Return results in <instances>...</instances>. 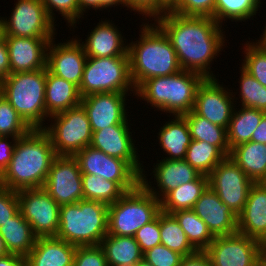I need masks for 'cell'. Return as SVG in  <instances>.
Segmentation results:
<instances>
[{
	"mask_svg": "<svg viewBox=\"0 0 266 266\" xmlns=\"http://www.w3.org/2000/svg\"><path fill=\"white\" fill-rule=\"evenodd\" d=\"M244 43L242 68L266 87V48L255 39Z\"/></svg>",
	"mask_w": 266,
	"mask_h": 266,
	"instance_id": "40",
	"label": "cell"
},
{
	"mask_svg": "<svg viewBox=\"0 0 266 266\" xmlns=\"http://www.w3.org/2000/svg\"><path fill=\"white\" fill-rule=\"evenodd\" d=\"M158 162V163H157ZM156 165L154 163L152 168V178L154 177V183L157 185L152 186L153 182H148L143 169L140 174V184L158 200H162L170 191L176 189L182 184L194 181L200 173L190 166L184 159L180 160H168L157 159ZM152 183V184H151Z\"/></svg>",
	"mask_w": 266,
	"mask_h": 266,
	"instance_id": "20",
	"label": "cell"
},
{
	"mask_svg": "<svg viewBox=\"0 0 266 266\" xmlns=\"http://www.w3.org/2000/svg\"><path fill=\"white\" fill-rule=\"evenodd\" d=\"M171 214L185 232L190 244L197 251H205L215 239L206 223L192 209L180 210Z\"/></svg>",
	"mask_w": 266,
	"mask_h": 266,
	"instance_id": "34",
	"label": "cell"
},
{
	"mask_svg": "<svg viewBox=\"0 0 266 266\" xmlns=\"http://www.w3.org/2000/svg\"><path fill=\"white\" fill-rule=\"evenodd\" d=\"M83 199L113 204L126 192L116 183L98 175L82 174Z\"/></svg>",
	"mask_w": 266,
	"mask_h": 266,
	"instance_id": "36",
	"label": "cell"
},
{
	"mask_svg": "<svg viewBox=\"0 0 266 266\" xmlns=\"http://www.w3.org/2000/svg\"><path fill=\"white\" fill-rule=\"evenodd\" d=\"M119 29L112 20L99 21L81 43L87 57L128 56V42Z\"/></svg>",
	"mask_w": 266,
	"mask_h": 266,
	"instance_id": "23",
	"label": "cell"
},
{
	"mask_svg": "<svg viewBox=\"0 0 266 266\" xmlns=\"http://www.w3.org/2000/svg\"><path fill=\"white\" fill-rule=\"evenodd\" d=\"M208 177L209 187L238 216L254 182L229 156L225 157Z\"/></svg>",
	"mask_w": 266,
	"mask_h": 266,
	"instance_id": "13",
	"label": "cell"
},
{
	"mask_svg": "<svg viewBox=\"0 0 266 266\" xmlns=\"http://www.w3.org/2000/svg\"><path fill=\"white\" fill-rule=\"evenodd\" d=\"M82 174L101 176L116 182L125 192L140 184V174L125 160L109 156L91 146L74 155Z\"/></svg>",
	"mask_w": 266,
	"mask_h": 266,
	"instance_id": "11",
	"label": "cell"
},
{
	"mask_svg": "<svg viewBox=\"0 0 266 266\" xmlns=\"http://www.w3.org/2000/svg\"><path fill=\"white\" fill-rule=\"evenodd\" d=\"M215 2L216 0H177L168 11L183 16L214 18Z\"/></svg>",
	"mask_w": 266,
	"mask_h": 266,
	"instance_id": "43",
	"label": "cell"
},
{
	"mask_svg": "<svg viewBox=\"0 0 266 266\" xmlns=\"http://www.w3.org/2000/svg\"><path fill=\"white\" fill-rule=\"evenodd\" d=\"M126 7L141 14L145 15V21L160 16V0H125ZM148 17L149 19H147Z\"/></svg>",
	"mask_w": 266,
	"mask_h": 266,
	"instance_id": "48",
	"label": "cell"
},
{
	"mask_svg": "<svg viewBox=\"0 0 266 266\" xmlns=\"http://www.w3.org/2000/svg\"><path fill=\"white\" fill-rule=\"evenodd\" d=\"M180 266H212V263L205 251H196L191 255L184 256Z\"/></svg>",
	"mask_w": 266,
	"mask_h": 266,
	"instance_id": "51",
	"label": "cell"
},
{
	"mask_svg": "<svg viewBox=\"0 0 266 266\" xmlns=\"http://www.w3.org/2000/svg\"><path fill=\"white\" fill-rule=\"evenodd\" d=\"M265 113L255 108L243 106L239 110L234 108L227 129V141L230 150L238 144L251 141L252 134Z\"/></svg>",
	"mask_w": 266,
	"mask_h": 266,
	"instance_id": "33",
	"label": "cell"
},
{
	"mask_svg": "<svg viewBox=\"0 0 266 266\" xmlns=\"http://www.w3.org/2000/svg\"><path fill=\"white\" fill-rule=\"evenodd\" d=\"M240 98L239 105L243 107L255 108L266 112V87L261 85L253 76L240 68Z\"/></svg>",
	"mask_w": 266,
	"mask_h": 266,
	"instance_id": "39",
	"label": "cell"
},
{
	"mask_svg": "<svg viewBox=\"0 0 266 266\" xmlns=\"http://www.w3.org/2000/svg\"><path fill=\"white\" fill-rule=\"evenodd\" d=\"M127 119L121 124L112 125L92 134L90 146L105 154L127 161L139 174L144 169L143 161H140L137 146L130 129L132 125ZM129 124V125H128ZM130 127V128H129ZM131 134V135H130ZM141 162V163H140Z\"/></svg>",
	"mask_w": 266,
	"mask_h": 266,
	"instance_id": "18",
	"label": "cell"
},
{
	"mask_svg": "<svg viewBox=\"0 0 266 266\" xmlns=\"http://www.w3.org/2000/svg\"><path fill=\"white\" fill-rule=\"evenodd\" d=\"M261 5V0H216L214 20L220 25L228 19L232 22L253 20Z\"/></svg>",
	"mask_w": 266,
	"mask_h": 266,
	"instance_id": "38",
	"label": "cell"
},
{
	"mask_svg": "<svg viewBox=\"0 0 266 266\" xmlns=\"http://www.w3.org/2000/svg\"><path fill=\"white\" fill-rule=\"evenodd\" d=\"M0 235L8 254L26 258L33 249L37 236L29 222L18 211L9 221L0 226Z\"/></svg>",
	"mask_w": 266,
	"mask_h": 266,
	"instance_id": "28",
	"label": "cell"
},
{
	"mask_svg": "<svg viewBox=\"0 0 266 266\" xmlns=\"http://www.w3.org/2000/svg\"><path fill=\"white\" fill-rule=\"evenodd\" d=\"M217 78H205L200 84L193 111L206 118L211 123L229 127L231 116L235 108V94L232 90L220 85ZM232 91V92H231ZM234 94V95H233Z\"/></svg>",
	"mask_w": 266,
	"mask_h": 266,
	"instance_id": "16",
	"label": "cell"
},
{
	"mask_svg": "<svg viewBox=\"0 0 266 266\" xmlns=\"http://www.w3.org/2000/svg\"><path fill=\"white\" fill-rule=\"evenodd\" d=\"M76 248L56 237H37L25 266H73Z\"/></svg>",
	"mask_w": 266,
	"mask_h": 266,
	"instance_id": "25",
	"label": "cell"
},
{
	"mask_svg": "<svg viewBox=\"0 0 266 266\" xmlns=\"http://www.w3.org/2000/svg\"><path fill=\"white\" fill-rule=\"evenodd\" d=\"M31 128L12 105L0 94V136L21 138Z\"/></svg>",
	"mask_w": 266,
	"mask_h": 266,
	"instance_id": "41",
	"label": "cell"
},
{
	"mask_svg": "<svg viewBox=\"0 0 266 266\" xmlns=\"http://www.w3.org/2000/svg\"><path fill=\"white\" fill-rule=\"evenodd\" d=\"M150 21L141 24L140 38L128 43L130 75L136 89L145 80L182 70L169 38L155 22L152 24Z\"/></svg>",
	"mask_w": 266,
	"mask_h": 266,
	"instance_id": "3",
	"label": "cell"
},
{
	"mask_svg": "<svg viewBox=\"0 0 266 266\" xmlns=\"http://www.w3.org/2000/svg\"><path fill=\"white\" fill-rule=\"evenodd\" d=\"M251 141L266 144V113L263 115L258 127L253 132Z\"/></svg>",
	"mask_w": 266,
	"mask_h": 266,
	"instance_id": "53",
	"label": "cell"
},
{
	"mask_svg": "<svg viewBox=\"0 0 266 266\" xmlns=\"http://www.w3.org/2000/svg\"><path fill=\"white\" fill-rule=\"evenodd\" d=\"M226 156L206 141L191 140L184 160L200 174L209 175Z\"/></svg>",
	"mask_w": 266,
	"mask_h": 266,
	"instance_id": "35",
	"label": "cell"
},
{
	"mask_svg": "<svg viewBox=\"0 0 266 266\" xmlns=\"http://www.w3.org/2000/svg\"><path fill=\"white\" fill-rule=\"evenodd\" d=\"M7 249L5 247L4 241L2 240V237L0 235V257L7 255Z\"/></svg>",
	"mask_w": 266,
	"mask_h": 266,
	"instance_id": "58",
	"label": "cell"
},
{
	"mask_svg": "<svg viewBox=\"0 0 266 266\" xmlns=\"http://www.w3.org/2000/svg\"><path fill=\"white\" fill-rule=\"evenodd\" d=\"M9 19L6 35L24 38H54L57 25L49 17L41 0H17Z\"/></svg>",
	"mask_w": 266,
	"mask_h": 266,
	"instance_id": "12",
	"label": "cell"
},
{
	"mask_svg": "<svg viewBox=\"0 0 266 266\" xmlns=\"http://www.w3.org/2000/svg\"><path fill=\"white\" fill-rule=\"evenodd\" d=\"M153 21L169 38L182 70L216 78L210 65L228 43L222 25L212 17L183 16L169 11Z\"/></svg>",
	"mask_w": 266,
	"mask_h": 266,
	"instance_id": "1",
	"label": "cell"
},
{
	"mask_svg": "<svg viewBox=\"0 0 266 266\" xmlns=\"http://www.w3.org/2000/svg\"><path fill=\"white\" fill-rule=\"evenodd\" d=\"M161 244L183 257L197 250L188 241L185 232L172 214L160 211Z\"/></svg>",
	"mask_w": 266,
	"mask_h": 266,
	"instance_id": "37",
	"label": "cell"
},
{
	"mask_svg": "<svg viewBox=\"0 0 266 266\" xmlns=\"http://www.w3.org/2000/svg\"><path fill=\"white\" fill-rule=\"evenodd\" d=\"M260 183H261L263 186L266 187V175H265V177L261 180Z\"/></svg>",
	"mask_w": 266,
	"mask_h": 266,
	"instance_id": "61",
	"label": "cell"
},
{
	"mask_svg": "<svg viewBox=\"0 0 266 266\" xmlns=\"http://www.w3.org/2000/svg\"><path fill=\"white\" fill-rule=\"evenodd\" d=\"M238 233L266 242V187L253 183L247 201L238 215Z\"/></svg>",
	"mask_w": 266,
	"mask_h": 266,
	"instance_id": "24",
	"label": "cell"
},
{
	"mask_svg": "<svg viewBox=\"0 0 266 266\" xmlns=\"http://www.w3.org/2000/svg\"><path fill=\"white\" fill-rule=\"evenodd\" d=\"M81 103L78 87L47 70L45 107L49 116L76 107Z\"/></svg>",
	"mask_w": 266,
	"mask_h": 266,
	"instance_id": "27",
	"label": "cell"
},
{
	"mask_svg": "<svg viewBox=\"0 0 266 266\" xmlns=\"http://www.w3.org/2000/svg\"><path fill=\"white\" fill-rule=\"evenodd\" d=\"M57 154L44 129H31L17 139L11 161L0 175V186L11 189L42 188Z\"/></svg>",
	"mask_w": 266,
	"mask_h": 266,
	"instance_id": "2",
	"label": "cell"
},
{
	"mask_svg": "<svg viewBox=\"0 0 266 266\" xmlns=\"http://www.w3.org/2000/svg\"><path fill=\"white\" fill-rule=\"evenodd\" d=\"M119 5L126 6L125 0H78V6L80 9V18H84L83 15L88 10L93 8L96 10H103L111 7H118ZM88 9V10H87Z\"/></svg>",
	"mask_w": 266,
	"mask_h": 266,
	"instance_id": "49",
	"label": "cell"
},
{
	"mask_svg": "<svg viewBox=\"0 0 266 266\" xmlns=\"http://www.w3.org/2000/svg\"><path fill=\"white\" fill-rule=\"evenodd\" d=\"M229 157L254 182L259 183L266 175V144L244 142L231 149Z\"/></svg>",
	"mask_w": 266,
	"mask_h": 266,
	"instance_id": "29",
	"label": "cell"
},
{
	"mask_svg": "<svg viewBox=\"0 0 266 266\" xmlns=\"http://www.w3.org/2000/svg\"><path fill=\"white\" fill-rule=\"evenodd\" d=\"M100 246L108 266H135L143 259V252L134 237L107 234Z\"/></svg>",
	"mask_w": 266,
	"mask_h": 266,
	"instance_id": "30",
	"label": "cell"
},
{
	"mask_svg": "<svg viewBox=\"0 0 266 266\" xmlns=\"http://www.w3.org/2000/svg\"><path fill=\"white\" fill-rule=\"evenodd\" d=\"M73 266H108L103 248L97 246H77Z\"/></svg>",
	"mask_w": 266,
	"mask_h": 266,
	"instance_id": "46",
	"label": "cell"
},
{
	"mask_svg": "<svg viewBox=\"0 0 266 266\" xmlns=\"http://www.w3.org/2000/svg\"><path fill=\"white\" fill-rule=\"evenodd\" d=\"M126 96L129 93L106 92L81 98L80 104L87 113L92 132L121 124L129 118Z\"/></svg>",
	"mask_w": 266,
	"mask_h": 266,
	"instance_id": "19",
	"label": "cell"
},
{
	"mask_svg": "<svg viewBox=\"0 0 266 266\" xmlns=\"http://www.w3.org/2000/svg\"><path fill=\"white\" fill-rule=\"evenodd\" d=\"M19 211L17 191L0 186V226Z\"/></svg>",
	"mask_w": 266,
	"mask_h": 266,
	"instance_id": "47",
	"label": "cell"
},
{
	"mask_svg": "<svg viewBox=\"0 0 266 266\" xmlns=\"http://www.w3.org/2000/svg\"><path fill=\"white\" fill-rule=\"evenodd\" d=\"M259 266H266V243L262 244L260 249V264Z\"/></svg>",
	"mask_w": 266,
	"mask_h": 266,
	"instance_id": "57",
	"label": "cell"
},
{
	"mask_svg": "<svg viewBox=\"0 0 266 266\" xmlns=\"http://www.w3.org/2000/svg\"><path fill=\"white\" fill-rule=\"evenodd\" d=\"M17 199L19 212L37 237H56L60 206L43 188L18 190Z\"/></svg>",
	"mask_w": 266,
	"mask_h": 266,
	"instance_id": "10",
	"label": "cell"
},
{
	"mask_svg": "<svg viewBox=\"0 0 266 266\" xmlns=\"http://www.w3.org/2000/svg\"><path fill=\"white\" fill-rule=\"evenodd\" d=\"M52 39L6 36L10 74L46 68L47 48Z\"/></svg>",
	"mask_w": 266,
	"mask_h": 266,
	"instance_id": "21",
	"label": "cell"
},
{
	"mask_svg": "<svg viewBox=\"0 0 266 266\" xmlns=\"http://www.w3.org/2000/svg\"><path fill=\"white\" fill-rule=\"evenodd\" d=\"M42 188L59 206L82 200V173L74 156H57Z\"/></svg>",
	"mask_w": 266,
	"mask_h": 266,
	"instance_id": "15",
	"label": "cell"
},
{
	"mask_svg": "<svg viewBox=\"0 0 266 266\" xmlns=\"http://www.w3.org/2000/svg\"><path fill=\"white\" fill-rule=\"evenodd\" d=\"M79 93L81 98L94 93H136L130 75L128 56L87 57Z\"/></svg>",
	"mask_w": 266,
	"mask_h": 266,
	"instance_id": "8",
	"label": "cell"
},
{
	"mask_svg": "<svg viewBox=\"0 0 266 266\" xmlns=\"http://www.w3.org/2000/svg\"><path fill=\"white\" fill-rule=\"evenodd\" d=\"M170 121H165L160 127L158 134L159 146L167 153L163 159H184L186 151L191 142V135L187 121L183 116H173ZM169 155V156H168Z\"/></svg>",
	"mask_w": 266,
	"mask_h": 266,
	"instance_id": "26",
	"label": "cell"
},
{
	"mask_svg": "<svg viewBox=\"0 0 266 266\" xmlns=\"http://www.w3.org/2000/svg\"><path fill=\"white\" fill-rule=\"evenodd\" d=\"M0 266H25V258L14 254H7L0 257Z\"/></svg>",
	"mask_w": 266,
	"mask_h": 266,
	"instance_id": "54",
	"label": "cell"
},
{
	"mask_svg": "<svg viewBox=\"0 0 266 266\" xmlns=\"http://www.w3.org/2000/svg\"><path fill=\"white\" fill-rule=\"evenodd\" d=\"M134 239L143 253L161 244L160 212L151 222L145 224L135 233Z\"/></svg>",
	"mask_w": 266,
	"mask_h": 266,
	"instance_id": "44",
	"label": "cell"
},
{
	"mask_svg": "<svg viewBox=\"0 0 266 266\" xmlns=\"http://www.w3.org/2000/svg\"><path fill=\"white\" fill-rule=\"evenodd\" d=\"M161 211L160 200L141 184L108 205V234L134 237L145 224Z\"/></svg>",
	"mask_w": 266,
	"mask_h": 266,
	"instance_id": "7",
	"label": "cell"
},
{
	"mask_svg": "<svg viewBox=\"0 0 266 266\" xmlns=\"http://www.w3.org/2000/svg\"><path fill=\"white\" fill-rule=\"evenodd\" d=\"M188 123L192 140L206 141L216 146L226 157L230 155L227 141V129L211 123L206 118L199 116L193 110L183 115Z\"/></svg>",
	"mask_w": 266,
	"mask_h": 266,
	"instance_id": "32",
	"label": "cell"
},
{
	"mask_svg": "<svg viewBox=\"0 0 266 266\" xmlns=\"http://www.w3.org/2000/svg\"><path fill=\"white\" fill-rule=\"evenodd\" d=\"M49 121L51 123L44 130L50 136L57 156H74L90 146L93 132L81 104L50 116Z\"/></svg>",
	"mask_w": 266,
	"mask_h": 266,
	"instance_id": "9",
	"label": "cell"
},
{
	"mask_svg": "<svg viewBox=\"0 0 266 266\" xmlns=\"http://www.w3.org/2000/svg\"><path fill=\"white\" fill-rule=\"evenodd\" d=\"M262 243L246 235L215 236L205 250L212 266H259Z\"/></svg>",
	"mask_w": 266,
	"mask_h": 266,
	"instance_id": "14",
	"label": "cell"
},
{
	"mask_svg": "<svg viewBox=\"0 0 266 266\" xmlns=\"http://www.w3.org/2000/svg\"><path fill=\"white\" fill-rule=\"evenodd\" d=\"M204 79L196 72L181 70L145 80L136 89L135 96L149 103L151 108L169 113V117L183 116L193 110L197 90Z\"/></svg>",
	"mask_w": 266,
	"mask_h": 266,
	"instance_id": "4",
	"label": "cell"
},
{
	"mask_svg": "<svg viewBox=\"0 0 266 266\" xmlns=\"http://www.w3.org/2000/svg\"><path fill=\"white\" fill-rule=\"evenodd\" d=\"M5 17H0V43L6 40Z\"/></svg>",
	"mask_w": 266,
	"mask_h": 266,
	"instance_id": "56",
	"label": "cell"
},
{
	"mask_svg": "<svg viewBox=\"0 0 266 266\" xmlns=\"http://www.w3.org/2000/svg\"><path fill=\"white\" fill-rule=\"evenodd\" d=\"M135 266H152L149 262L145 259H141Z\"/></svg>",
	"mask_w": 266,
	"mask_h": 266,
	"instance_id": "60",
	"label": "cell"
},
{
	"mask_svg": "<svg viewBox=\"0 0 266 266\" xmlns=\"http://www.w3.org/2000/svg\"><path fill=\"white\" fill-rule=\"evenodd\" d=\"M177 0H160V15L165 14Z\"/></svg>",
	"mask_w": 266,
	"mask_h": 266,
	"instance_id": "55",
	"label": "cell"
},
{
	"mask_svg": "<svg viewBox=\"0 0 266 266\" xmlns=\"http://www.w3.org/2000/svg\"><path fill=\"white\" fill-rule=\"evenodd\" d=\"M16 142V137L0 136V175L8 167V164L11 161Z\"/></svg>",
	"mask_w": 266,
	"mask_h": 266,
	"instance_id": "50",
	"label": "cell"
},
{
	"mask_svg": "<svg viewBox=\"0 0 266 266\" xmlns=\"http://www.w3.org/2000/svg\"><path fill=\"white\" fill-rule=\"evenodd\" d=\"M192 210L201 218L214 236L238 232V216L208 186L195 202Z\"/></svg>",
	"mask_w": 266,
	"mask_h": 266,
	"instance_id": "22",
	"label": "cell"
},
{
	"mask_svg": "<svg viewBox=\"0 0 266 266\" xmlns=\"http://www.w3.org/2000/svg\"><path fill=\"white\" fill-rule=\"evenodd\" d=\"M183 256L165 245H157L143 253V259L152 266H180Z\"/></svg>",
	"mask_w": 266,
	"mask_h": 266,
	"instance_id": "45",
	"label": "cell"
},
{
	"mask_svg": "<svg viewBox=\"0 0 266 266\" xmlns=\"http://www.w3.org/2000/svg\"><path fill=\"white\" fill-rule=\"evenodd\" d=\"M108 234V205L93 200L60 206L56 238L75 246H97Z\"/></svg>",
	"mask_w": 266,
	"mask_h": 266,
	"instance_id": "5",
	"label": "cell"
},
{
	"mask_svg": "<svg viewBox=\"0 0 266 266\" xmlns=\"http://www.w3.org/2000/svg\"><path fill=\"white\" fill-rule=\"evenodd\" d=\"M263 30H264L262 33L263 35H261L260 39L257 41H259L266 48V25Z\"/></svg>",
	"mask_w": 266,
	"mask_h": 266,
	"instance_id": "59",
	"label": "cell"
},
{
	"mask_svg": "<svg viewBox=\"0 0 266 266\" xmlns=\"http://www.w3.org/2000/svg\"><path fill=\"white\" fill-rule=\"evenodd\" d=\"M46 76L47 68L19 72L8 75L0 84V94L31 129H44L45 120L49 121L45 107Z\"/></svg>",
	"mask_w": 266,
	"mask_h": 266,
	"instance_id": "6",
	"label": "cell"
},
{
	"mask_svg": "<svg viewBox=\"0 0 266 266\" xmlns=\"http://www.w3.org/2000/svg\"><path fill=\"white\" fill-rule=\"evenodd\" d=\"M209 186V177L200 174L194 181L178 186L170 191L161 201V211L173 213L180 210H190L202 193Z\"/></svg>",
	"mask_w": 266,
	"mask_h": 266,
	"instance_id": "31",
	"label": "cell"
},
{
	"mask_svg": "<svg viewBox=\"0 0 266 266\" xmlns=\"http://www.w3.org/2000/svg\"><path fill=\"white\" fill-rule=\"evenodd\" d=\"M10 75V61L6 40L0 43V84Z\"/></svg>",
	"mask_w": 266,
	"mask_h": 266,
	"instance_id": "52",
	"label": "cell"
},
{
	"mask_svg": "<svg viewBox=\"0 0 266 266\" xmlns=\"http://www.w3.org/2000/svg\"><path fill=\"white\" fill-rule=\"evenodd\" d=\"M74 37L57 44L54 37L49 42L46 68L50 73L72 82L79 88L87 55L81 44L82 39Z\"/></svg>",
	"mask_w": 266,
	"mask_h": 266,
	"instance_id": "17",
	"label": "cell"
},
{
	"mask_svg": "<svg viewBox=\"0 0 266 266\" xmlns=\"http://www.w3.org/2000/svg\"><path fill=\"white\" fill-rule=\"evenodd\" d=\"M47 14L56 23L54 17L56 14L54 11L58 12L63 16L66 23H68V28L76 27V24L80 19V9L78 6V0H41ZM54 10V11H53Z\"/></svg>",
	"mask_w": 266,
	"mask_h": 266,
	"instance_id": "42",
	"label": "cell"
}]
</instances>
